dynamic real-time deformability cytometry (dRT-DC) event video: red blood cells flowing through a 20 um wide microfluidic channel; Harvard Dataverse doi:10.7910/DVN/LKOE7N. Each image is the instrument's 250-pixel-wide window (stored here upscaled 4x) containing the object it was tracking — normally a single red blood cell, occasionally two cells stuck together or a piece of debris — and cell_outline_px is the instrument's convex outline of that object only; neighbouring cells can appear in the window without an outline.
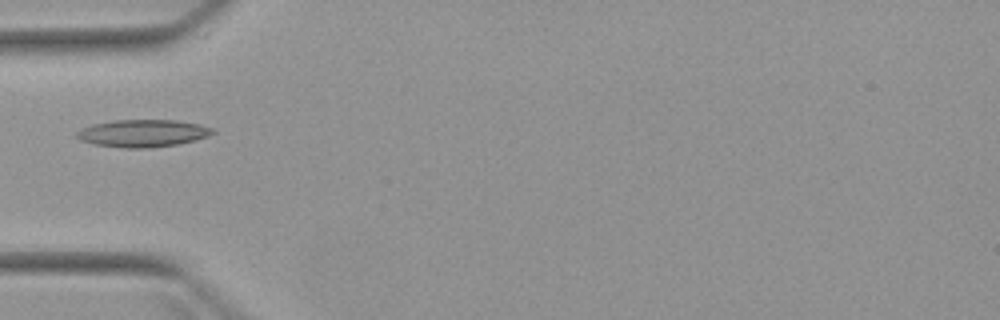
{"species": "Egyptian fruit bat (a non-hibernating species)", "species_latin": "Rousettus aegyptiacus", "temperature_condition": "warm", "stored_images_in_passage": 5, "camera_frame_rate_fps": 3000, "um_per_image_px": 0.085, "animal": {"sex": "female"}, "frame": {"image": 1, "passage_image": 5, "time_ms": 5.0, "image_size_px": [1000, 320], "cell_outline_px": [[216, 132], [208, 136], [176, 144], [152, 148], [124, 148], [96, 144], [80, 140], [76, 136], [76, 132], [92, 124], [112, 120], [176, 120], [200, 124], [212, 128]], "centroid_in_image_um": [12.14, 11.32], "position_along_channel_um": 72.9, "area_um2": 21.56}}